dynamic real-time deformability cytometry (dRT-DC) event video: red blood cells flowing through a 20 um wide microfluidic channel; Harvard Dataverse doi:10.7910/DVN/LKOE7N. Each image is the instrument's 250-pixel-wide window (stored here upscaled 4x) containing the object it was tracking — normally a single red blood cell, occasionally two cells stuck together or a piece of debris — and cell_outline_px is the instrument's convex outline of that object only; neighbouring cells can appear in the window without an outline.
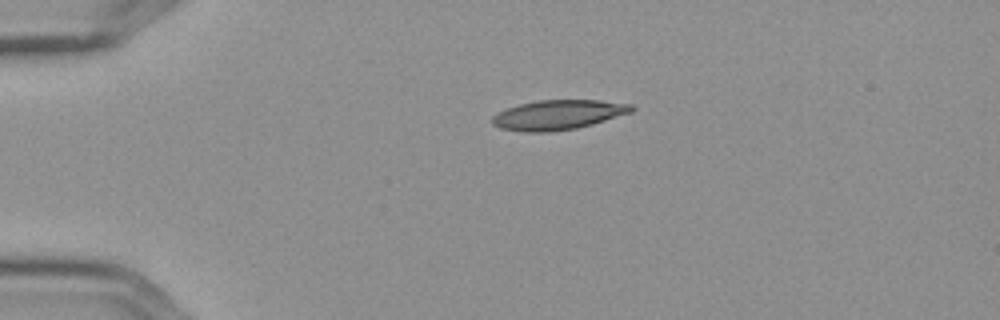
{"species": "Egyptian fruit bat (a non-hibernating species)", "species_latin": "Rousettus aegyptiacus", "temperature_condition": "cold", "stored_images_in_passage": 2, "camera_frame_rate_fps": 3000, "um_per_image_px": 0.085, "frame": {"image": 1, "passage_image": 1, "time_ms": 0.0, "image_size_px": [1000, 320], "cell_outline_px": [[636, 108], [632, 112], [592, 124], [576, 128], [548, 132], [524, 132], [500, 128], [492, 124], [492, 116], [496, 112], [520, 104], [536, 100], [600, 100], [632, 104]], "centroid_in_image_um": [47.43, 9.75], "position_along_channel_um": 37.6, "area_um2": 24.16}}